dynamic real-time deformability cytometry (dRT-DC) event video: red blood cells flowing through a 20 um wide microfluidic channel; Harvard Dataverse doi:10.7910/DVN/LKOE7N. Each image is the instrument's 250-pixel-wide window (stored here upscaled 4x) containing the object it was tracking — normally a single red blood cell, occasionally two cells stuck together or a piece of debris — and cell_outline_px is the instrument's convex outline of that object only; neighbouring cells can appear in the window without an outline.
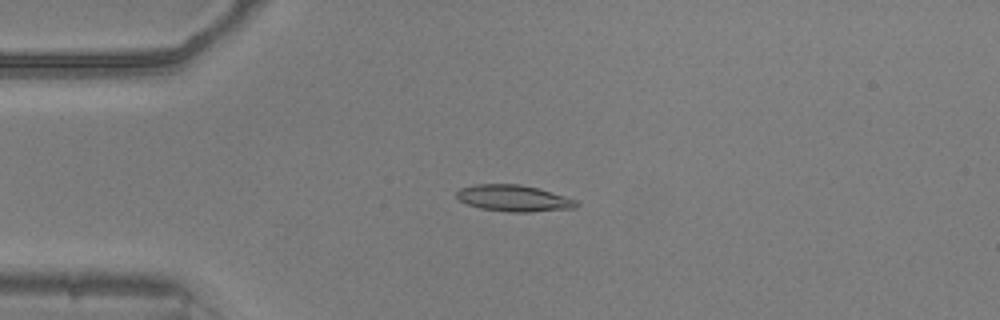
{"species": "common noctule bat (a hibernating species)", "species_latin": "Nyctalus noctula", "temperature_condition": "warm", "stored_images_in_passage": 52, "camera_frame_rate_fps": 3000, "um_per_image_px": 0.085, "animal": {"sex": "male", "body_mass_g": 20.5, "forearm_length_mm": 52.5}, "frame": {"image": 1, "passage_image": 12, "time_ms": 3.667, "image_size_px": [1000, 320], "cell_outline_px": [[580, 204], [576, 208], [532, 212], [508, 212], [480, 208], [468, 204], [460, 200], [456, 196], [456, 192], [460, 188], [476, 184], [520, 184], [536, 188], [564, 196], [576, 200]], "centroid_in_image_um": [43.67, 16.86], "position_along_channel_um": 41.3, "area_um2": 18.38}}
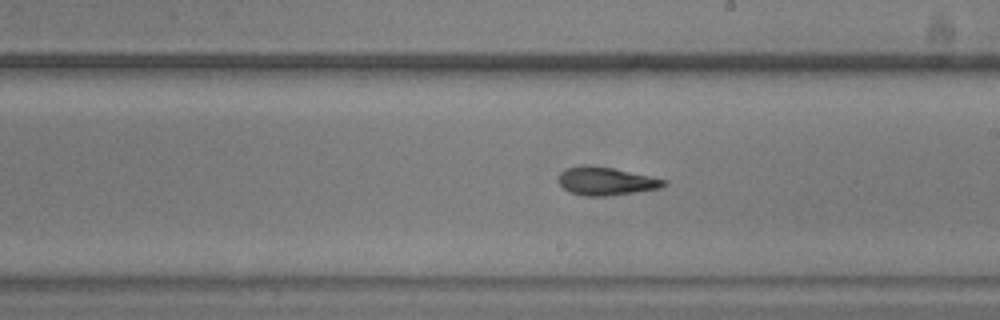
{"frame": {"image": 2, "passage_image": 29, "time_ms": 9.333, "image_size_px": [1000, 320], "cell_outline_px": [[668, 184], [660, 188], [612, 196], [584, 196], [572, 192], [564, 188], [556, 180], [560, 172], [564, 168], [580, 164], [588, 164], [612, 168], [668, 180]], "centroid_in_image_um": [51.48, 15.39], "position_along_channel_um": 237.5, "area_um2": 17.57}}
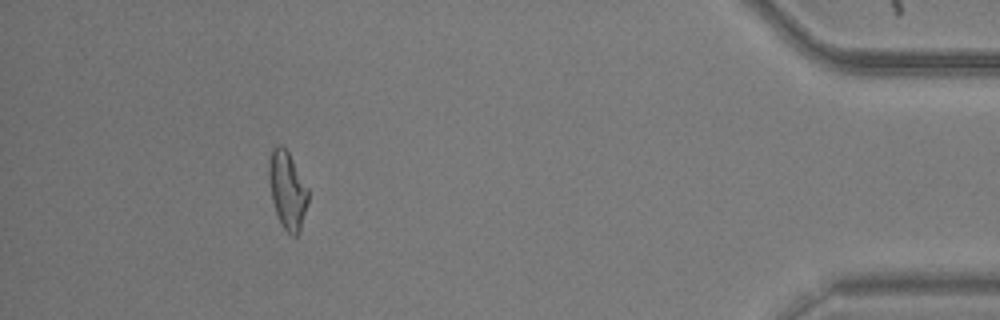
{"frame": {"image": 3, "passage_image": 47, "time_ms": 15.333, "image_size_px": [1000, 320], "cell_outline_px": [[308, 200], [300, 232], [296, 236], [292, 236], [280, 224], [272, 200], [268, 176], [268, 160], [272, 148], [276, 144], [280, 144], [288, 152], [308, 188]], "centroid_in_image_um": [24.41, 16.16], "position_along_channel_um": 410.8, "area_um2": 17.74}, "authors_computed_cell_mechanics": {"area_um2": 17.5712, "velocity_mm_per_s": 3.8609, "shape_relaxation_time_tau1_ms": 7.3091, "shape_relaxation_time_tau2_ms": 3.6676, "deformation_change_tau1": 0.2306, "deformation_change_tau2": 0.1027}}